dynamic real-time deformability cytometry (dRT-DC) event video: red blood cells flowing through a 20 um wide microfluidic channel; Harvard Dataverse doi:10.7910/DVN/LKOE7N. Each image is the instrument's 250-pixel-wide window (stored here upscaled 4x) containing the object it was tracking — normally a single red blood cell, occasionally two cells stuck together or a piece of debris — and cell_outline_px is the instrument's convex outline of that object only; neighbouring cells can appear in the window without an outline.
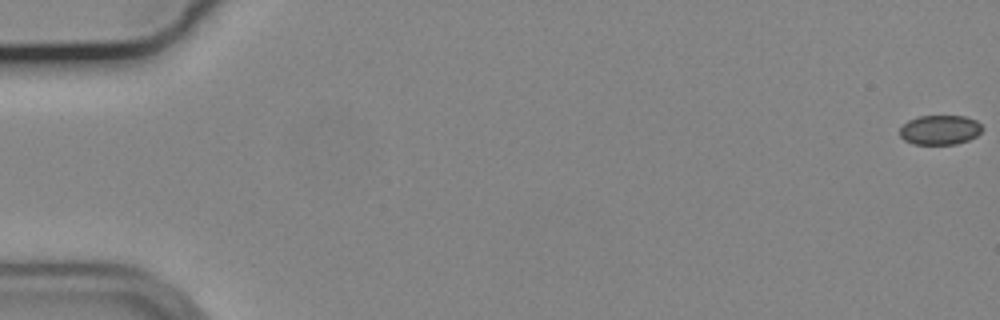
{"species": "common noctule bat (a hibernating species)", "species_latin": "Nyctalus noctula", "temperature_condition": "cold", "stored_images_in_passage": 19, "camera_frame_rate_fps": 3000, "um_per_image_px": 0.085, "animal": {"sex": "male", "body_mass_g": 19.2, "forearm_length_mm": 51.8}, "frame": {"image": 1, "passage_image": 1, "time_ms": 0.0, "image_size_px": [1000, 320], "cell_outline_px": [[984, 128], [976, 136], [968, 140], [956, 144], [912, 144], [904, 140], [900, 136], [900, 128], [908, 120], [920, 116], [964, 116], [976, 120]], "centroid_in_image_um": [79.89, 11.04], "position_along_channel_um": 5.1, "area_um2": 14.22}}
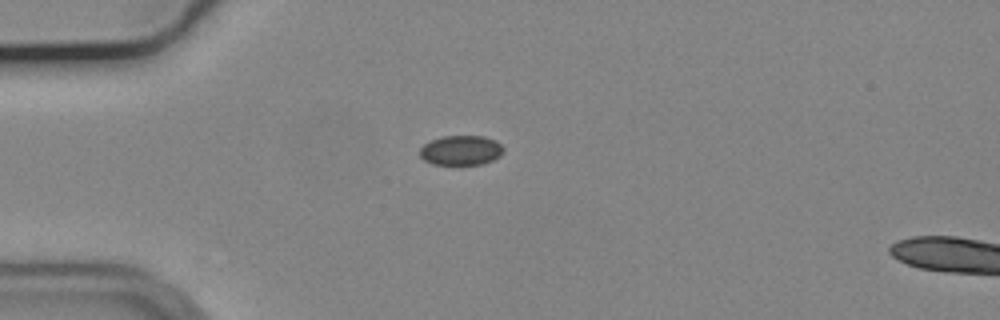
{"frame": {"image": 2, "passage_image": 16, "time_ms": 5.0, "image_size_px": [1000, 320], "cell_outline_px": [[504, 152], [500, 156], [484, 164], [432, 164], [424, 160], [420, 156], [420, 148], [424, 144], [432, 140], [444, 136], [484, 136], [496, 140], [504, 148]], "centroid_in_image_um": [39.21, 12.77], "position_along_channel_um": 45.8, "area_um2": 14.51}}